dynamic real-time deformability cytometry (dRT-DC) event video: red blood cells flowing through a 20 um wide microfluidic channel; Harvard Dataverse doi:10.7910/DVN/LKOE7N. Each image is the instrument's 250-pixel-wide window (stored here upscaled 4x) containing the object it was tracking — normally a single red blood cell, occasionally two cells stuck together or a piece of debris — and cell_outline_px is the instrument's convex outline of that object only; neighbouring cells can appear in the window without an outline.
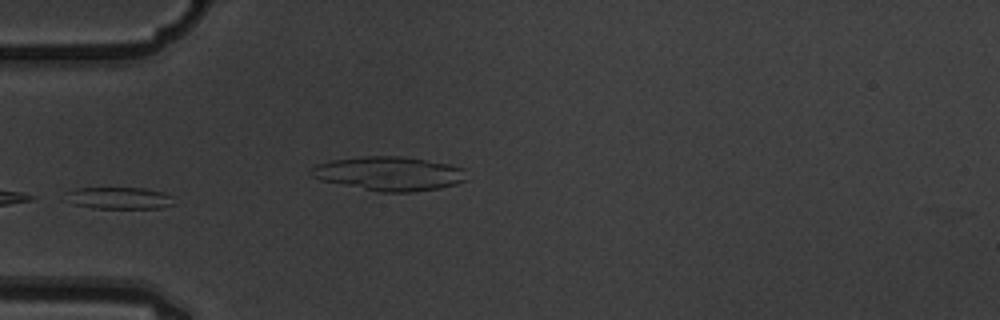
{"species": "common noctule bat (a hibernating species)", "species_latin": "Nyctalus noctula", "temperature_condition": "warm", "stored_images_in_passage": 6, "segment_of_instrument_passage": [1, 2], "camera_frame_rate_fps": 3000, "um_per_image_px": 0.085, "animal": {"sex": "male", "body_mass_g": 19.5, "forearm_length_mm": 54.6}, "frame": {"image": 1, "passage_image": 5, "time_ms": 1.333, "image_size_px": [1000, 320], "cell_outline_px": [[176, 204], [160, 208], [92, 208], [72, 204], [68, 192], [76, 188], [144, 188], [164, 192], [172, 196]], "centroid_in_image_um": [10.23, 16.84], "position_along_channel_um": 74.8, "area_um2": 13.7}}